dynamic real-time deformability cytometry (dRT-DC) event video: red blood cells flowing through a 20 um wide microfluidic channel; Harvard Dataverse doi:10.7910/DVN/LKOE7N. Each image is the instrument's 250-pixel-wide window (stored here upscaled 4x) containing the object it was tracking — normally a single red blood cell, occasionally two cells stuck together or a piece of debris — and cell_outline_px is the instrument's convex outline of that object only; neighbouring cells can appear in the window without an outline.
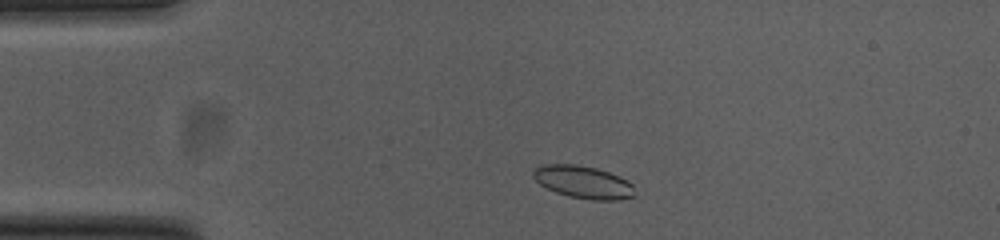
{"species": "common noctule bat (a hibernating species)", "species_latin": "Nyctalus noctula", "temperature_condition": "cold", "stored_images_in_passage": 46, "camera_frame_rate_fps": 3000, "um_per_image_px": 0.085, "animal": {"sex": "female", "body_mass_g": 23.0, "forearm_length_mm": 53.4}, "frame": {"image": 1, "passage_image": 4, "time_ms": 1.0, "image_size_px": [1000, 240], "cell_outline_px": [[632, 196], [620, 200], [592, 200], [568, 196], [556, 192], [540, 184], [532, 176], [532, 172], [536, 168], [544, 164], [576, 164], [596, 168], [620, 176], [628, 180], [632, 184]], "centroid_in_image_um": [49.56, 15.47], "position_along_channel_um": 35.4, "area_um2": 19.13}}
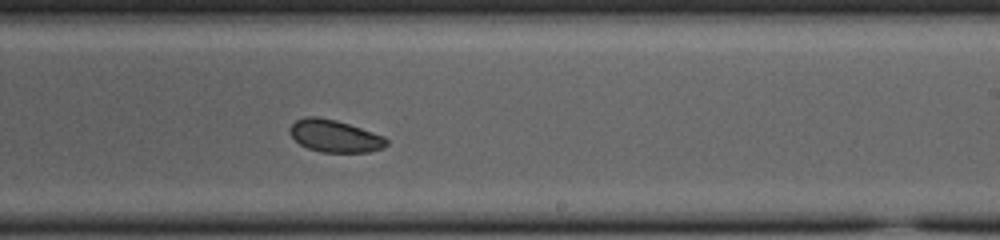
{"frame": {"image": 2, "passage_image": 25, "time_ms": 8.0, "image_size_px": [1000, 240], "cell_outline_px": [[388, 144], [384, 148], [368, 152], [320, 152], [308, 148], [300, 144], [288, 132], [288, 128], [296, 120], [304, 116], [316, 116], [336, 120], [384, 136], [388, 140]], "centroid_in_image_um": [28.44, 11.56], "position_along_channel_um": 260.6, "area_um2": 18.21}}
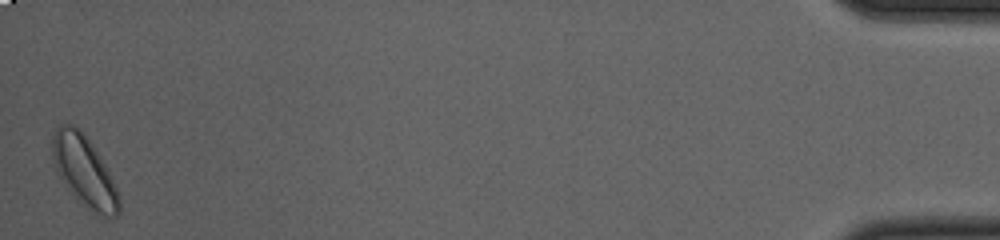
{"frame": {"image": 3, "passage_image": 46, "time_ms": 15.0, "image_size_px": [1000, 240], "cell_outline_px": [[120, 212], [116, 216], [104, 216], [92, 212], [80, 204], [68, 188], [60, 176], [56, 168], [52, 156], [52, 136], [56, 128], [60, 124], [72, 124], [88, 140], [100, 156], [120, 196]], "centroid_in_image_um": [7.16, 14.59], "position_along_channel_um": 428.0, "area_um2": 26.93}, "authors_computed_cell_mechanics": {"area_um2": 18.9873, "velocity_mm_per_s": 3.7563, "shape_relaxation_time_tau1_ms": 6.4026, "shape_relaxation_time_tau2_ms": null, "deformation_change_tau1": 0.0586, "deformation_change_tau2": null}}